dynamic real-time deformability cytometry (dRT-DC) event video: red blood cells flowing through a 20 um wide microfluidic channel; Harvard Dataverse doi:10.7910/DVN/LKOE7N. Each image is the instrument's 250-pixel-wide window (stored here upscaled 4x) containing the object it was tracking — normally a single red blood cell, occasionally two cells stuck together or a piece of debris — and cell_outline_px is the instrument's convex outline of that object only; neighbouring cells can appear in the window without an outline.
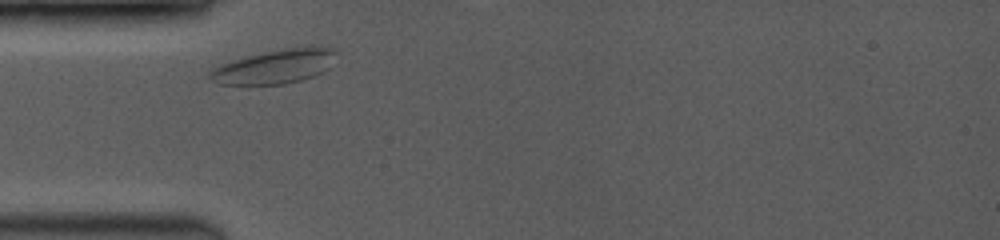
{"species": "common noctule bat (a hibernating species)", "species_latin": "Nyctalus noctula", "temperature_condition": "room temperature", "stored_images_in_passage": 34, "camera_frame_rate_fps": 3500, "um_per_image_px": 0.085, "animal": {"sex": "female", "body_mass_g": 19.0, "forearm_length_mm": 53.3}, "frame": {"image": 1, "passage_image": 1, "time_ms": 0.0, "image_size_px": [1000, 240], "cell_outline_px": [[336, 52], [328, 68], [312, 76], [300, 80], [284, 84], [220, 84], [212, 80], [208, 76], [208, 72], [212, 68], [220, 64], [232, 60], [264, 52], [284, 48], [316, 44], [336, 48]], "centroid_in_image_um": [23.38, 5.62], "position_along_channel_um": 61.6, "area_um2": 25.2}}
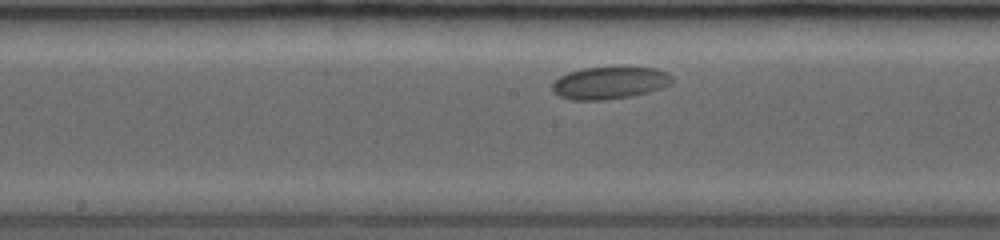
{"frame": {"image": 2, "passage_image": 14, "time_ms": 3.714, "image_size_px": [1000, 240], "cell_outline_px": [[672, 84], [648, 92], [628, 96], [604, 100], [572, 100], [560, 96], [552, 92], [552, 84], [560, 76], [568, 72], [584, 68], [616, 64], [620, 64], [656, 68], [672, 76]], "centroid_in_image_um": [51.83, 6.99], "position_along_channel_um": 196.4, "area_um2": 23.29}}
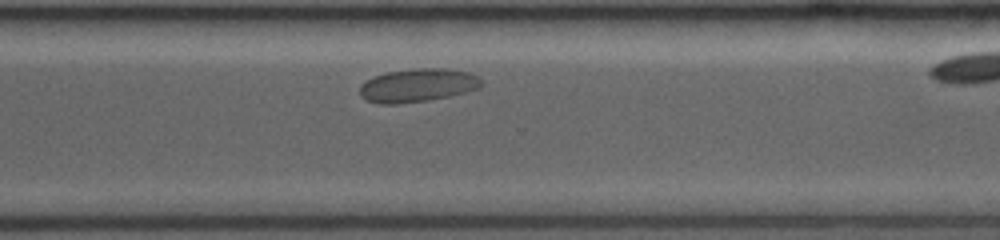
{"frame": {"image": 3, "passage_image": 27, "time_ms": 7.429, "image_size_px": [1000, 240], "cell_outline_px": [[484, 84], [480, 88], [448, 96], [428, 100], [396, 104], [380, 104], [368, 100], [360, 96], [360, 84], [376, 76], [388, 72], [416, 68], [444, 68], [468, 72], [476, 76]], "centroid_in_image_um": [35.51, 7.25], "position_along_channel_um": 335.1, "area_um2": 23.41}}